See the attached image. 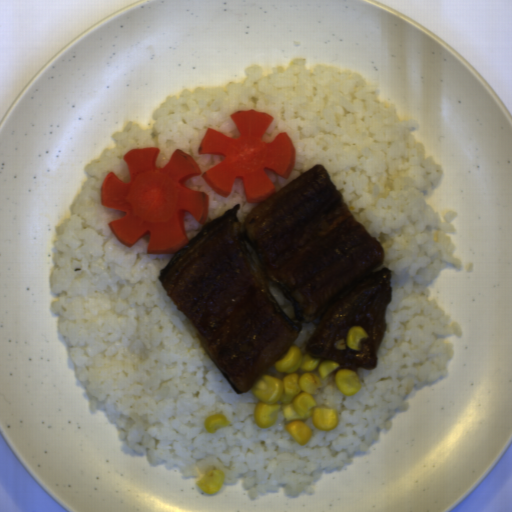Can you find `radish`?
<instances>
[{
  "label": "radish",
  "instance_id": "1f323893",
  "mask_svg": "<svg viewBox=\"0 0 512 512\" xmlns=\"http://www.w3.org/2000/svg\"><path fill=\"white\" fill-rule=\"evenodd\" d=\"M160 151L153 146L130 149L122 155L129 181L111 171L100 191L102 206L126 213L108 224L117 240L132 248L148 235L146 253L157 255L179 253L186 246L185 214L200 225L209 215L208 194L186 186L201 176L198 164L177 148L164 167H157Z\"/></svg>",
  "mask_w": 512,
  "mask_h": 512
},
{
  "label": "radish",
  "instance_id": "8e3532e8",
  "mask_svg": "<svg viewBox=\"0 0 512 512\" xmlns=\"http://www.w3.org/2000/svg\"><path fill=\"white\" fill-rule=\"evenodd\" d=\"M230 119L239 133L237 137L210 126L206 128L198 153L219 155L223 159L200 177L224 198L230 196L239 178L246 203H262L275 192L265 169L287 179L295 166L294 143L286 132H280L272 141L262 140L274 120L264 111L240 110L230 115Z\"/></svg>",
  "mask_w": 512,
  "mask_h": 512
}]
</instances>
